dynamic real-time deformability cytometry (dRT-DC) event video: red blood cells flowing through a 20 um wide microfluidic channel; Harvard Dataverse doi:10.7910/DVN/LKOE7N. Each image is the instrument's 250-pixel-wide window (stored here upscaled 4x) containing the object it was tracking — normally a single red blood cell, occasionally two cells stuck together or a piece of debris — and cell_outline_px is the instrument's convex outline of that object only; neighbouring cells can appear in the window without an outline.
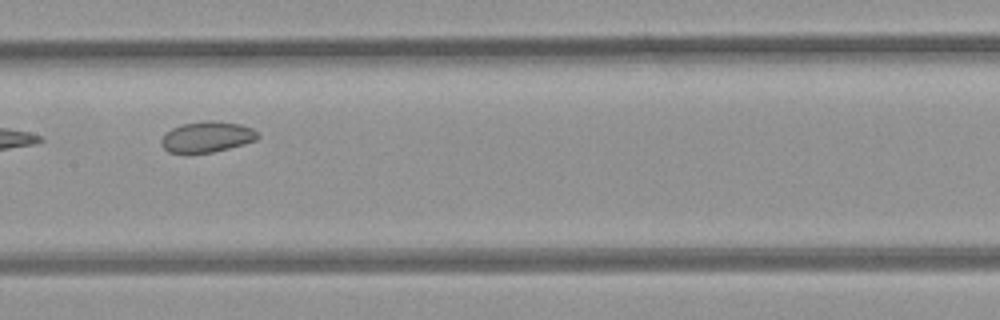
{"species": "common noctule bat (a hibernating species)", "species_latin": "Nyctalus noctula", "temperature_condition": "room temperature", "stored_images_in_passage": 6, "camera_frame_rate_fps": 3000, "um_per_image_px": 0.085, "animal": {"sex": "female", "body_mass_g": 21.9}, "frame": {"image": 1, "passage_image": 5, "time_ms": 1.333, "image_size_px": [1000, 320], "cell_outline_px": [[260, 136], [256, 140], [244, 144], [212, 152], [168, 152], [160, 144], [160, 140], [172, 128], [180, 124], [204, 120], [216, 120], [240, 124], [252, 128]], "centroid_in_image_um": [17.6, 11.61], "position_along_channel_um": 189.8, "area_um2": 17.22}}
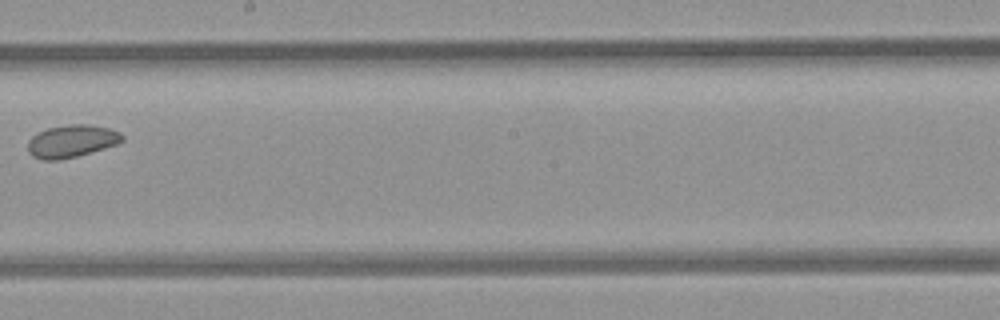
{"frame": {"image": 2, "passage_image": 6, "time_ms": 1.667, "image_size_px": [1000, 320], "cell_outline_px": [[124, 140], [116, 144], [104, 148], [76, 156], [60, 160], [44, 160], [32, 156], [28, 152], [28, 140], [32, 136], [48, 128], [72, 124], [88, 124], [108, 128], [120, 132], [124, 136]], "centroid_in_image_um": [6.08, 12.0], "position_along_channel_um": 242.1, "area_um2": 17.74}}